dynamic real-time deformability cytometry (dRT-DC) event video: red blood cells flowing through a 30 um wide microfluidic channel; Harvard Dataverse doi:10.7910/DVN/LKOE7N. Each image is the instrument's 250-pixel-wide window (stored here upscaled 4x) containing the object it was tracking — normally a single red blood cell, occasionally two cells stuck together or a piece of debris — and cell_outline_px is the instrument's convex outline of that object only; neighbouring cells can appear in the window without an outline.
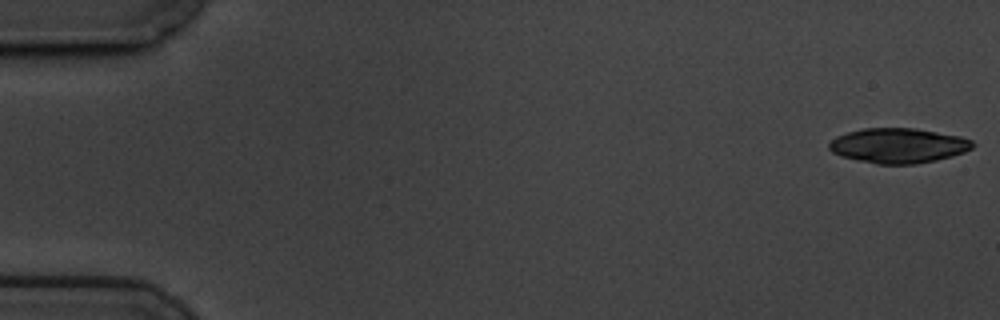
{"species": "common noctule bat (a hibernating species)", "species_latin": "Nyctalus noctula", "temperature_condition": "cold", "stored_images_in_passage": 45, "camera_frame_rate_fps": 3000, "um_per_image_px": 0.085, "animal": {"sex": "male", "body_mass_g": 19.5, "forearm_length_mm": 54.6}, "frame": {"image": 1, "passage_image": 1, "time_ms": 0.0, "image_size_px": [1000, 320], "cell_outline_px": [[976, 144], [972, 148], [964, 152], [952, 156], [936, 160], [916, 164], [876, 164], [840, 156], [832, 152], [828, 148], [828, 144], [836, 136], [848, 132], [864, 128], [916, 128], [960, 136], [972, 140]], "centroid_in_image_um": [76.36, 12.37], "position_along_channel_um": 8.6, "area_um2": 29.3}}
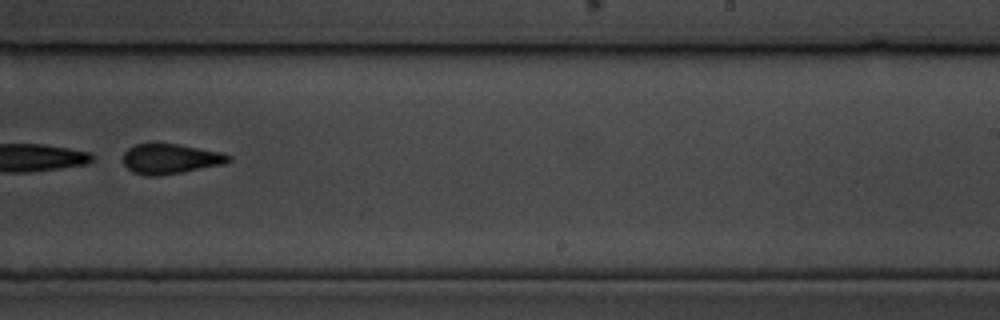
{"frame": {"image": 2, "passage_image": 37, "time_ms": 12.0, "image_size_px": [1000, 320], "cell_outline_px": [[232, 160], [224, 164], [184, 172], [160, 176], [144, 176], [132, 172], [124, 164], [124, 152], [128, 148], [136, 144], [176, 144], [220, 152], [232, 156]], "centroid_in_image_um": [14.49, 13.52], "position_along_channel_um": 274.5, "area_um2": 18.44}, "authors_computed_cell_mechanics": {"area_um2": 20.1722, "velocity_mm_per_s": 3.4426, "shape_relaxation_time_tau1_ms": 0.2569, "shape_relaxation_time_tau2_ms": 1.8281, "deformation_change_tau1": 0.2408, "deformation_change_tau2": 0.0958}}